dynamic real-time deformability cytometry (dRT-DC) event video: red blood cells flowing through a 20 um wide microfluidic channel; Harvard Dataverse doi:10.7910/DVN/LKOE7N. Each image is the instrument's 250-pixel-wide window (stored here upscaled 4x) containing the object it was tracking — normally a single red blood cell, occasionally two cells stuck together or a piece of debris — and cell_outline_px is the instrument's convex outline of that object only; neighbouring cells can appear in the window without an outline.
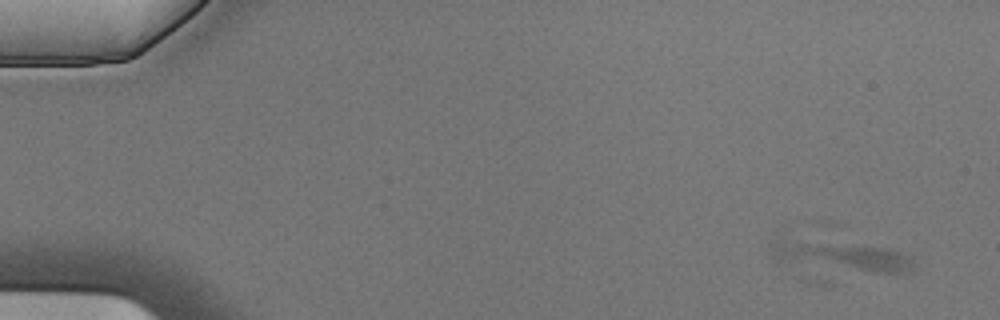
{"species": "Egyptian fruit bat (a non-hibernating species)", "species_latin": "Rousettus aegyptiacus", "temperature_condition": "cold", "stored_images_in_passage": 5, "camera_frame_rate_fps": 3000, "um_per_image_px": 0.085, "animal": {"sex": "male"}, "frame": {"image": 1, "passage_image": 1, "time_ms": 0.0, "image_size_px": [1000, 320], "cell_outline_px": [[916, 264], [904, 272], [876, 272], [776, 260], [772, 256], [768, 248], [780, 236], [892, 248], [900, 252], [912, 260]], "centroid_in_image_um": [71.4, 21.68], "position_along_channel_um": 13.6, "area_um2": 24.16}}